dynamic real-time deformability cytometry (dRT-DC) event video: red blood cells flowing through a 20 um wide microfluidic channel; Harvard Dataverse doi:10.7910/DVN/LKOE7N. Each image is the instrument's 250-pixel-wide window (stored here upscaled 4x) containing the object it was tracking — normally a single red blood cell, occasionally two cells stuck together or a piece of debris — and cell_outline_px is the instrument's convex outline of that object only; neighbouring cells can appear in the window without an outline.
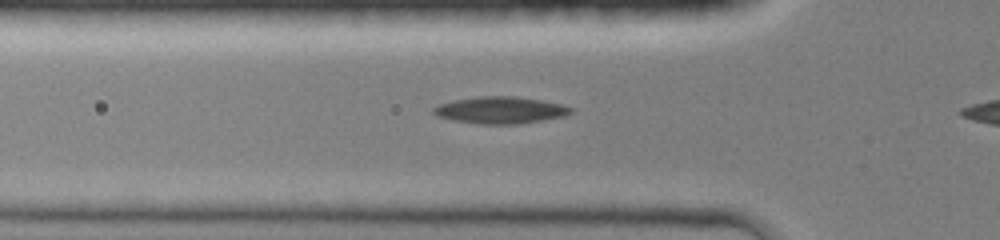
{"species": "common noctule bat (a hibernating species)", "species_latin": "Nyctalus noctula", "temperature_condition": "room temperature", "stored_images_in_passage": 9, "camera_frame_rate_fps": 3000, "um_per_image_px": 0.085, "animal": {"sex": "female", "body_mass_g": 19.0, "forearm_length_mm": 51.5}, "frame": {"image": 1, "passage_image": 4, "time_ms": 1.0, "image_size_px": [1000, 240], "cell_outline_px": [[572, 112], [564, 116], [520, 124], [480, 124], [452, 120], [436, 116], [432, 112], [432, 108], [440, 104], [456, 100], [476, 96], [516, 96], [540, 100], [560, 104], [572, 108]], "centroid_in_image_um": [42.5, 9.36], "position_along_channel_um": 83.3, "area_um2": 21.44}}
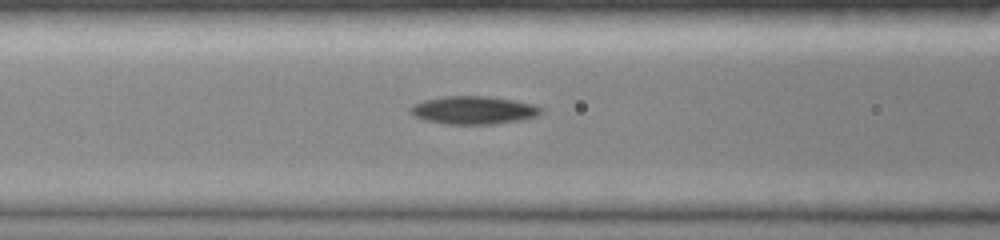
{"frame": {"image": 2, "passage_image": 7, "time_ms": 2.0, "image_size_px": [1000, 240], "cell_outline_px": [[540, 112], [536, 116], [520, 120], [496, 124], [444, 124], [424, 120], [412, 116], [408, 112], [408, 108], [412, 104], [424, 100], [444, 96], [488, 96], [512, 100], [532, 104], [540, 108]], "centroid_in_image_um": [40.14, 9.37], "position_along_channel_um": 126.5, "area_um2": 21.39}}